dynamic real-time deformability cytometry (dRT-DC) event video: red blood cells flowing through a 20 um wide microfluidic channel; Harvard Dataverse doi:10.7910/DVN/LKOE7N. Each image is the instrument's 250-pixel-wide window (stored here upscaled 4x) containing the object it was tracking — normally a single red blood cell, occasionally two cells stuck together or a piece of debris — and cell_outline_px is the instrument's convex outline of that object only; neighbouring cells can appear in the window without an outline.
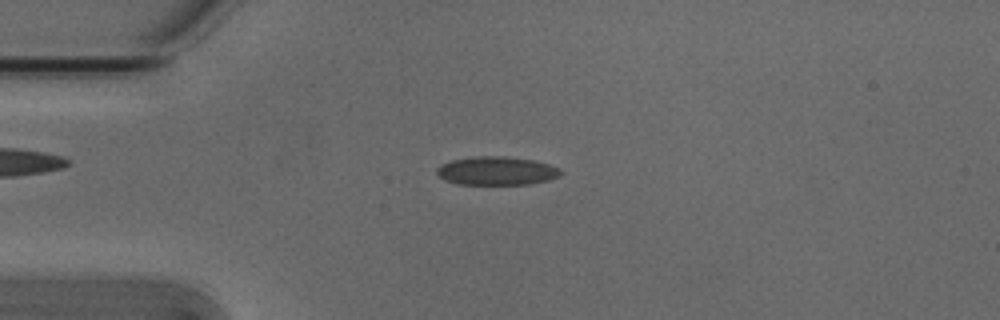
{"species": "Egyptian fruit bat (a non-hibernating species)", "species_latin": "Rousettus aegyptiacus", "temperature_condition": "cold", "stored_images_in_passage": 4, "camera_frame_rate_fps": 3000, "um_per_image_px": 0.085, "animal": {"sex": "male"}, "frame": {"image": 1, "passage_image": 3, "time_ms": 0.667, "image_size_px": [1000, 320], "cell_outline_px": [[564, 172], [560, 176], [548, 180], [528, 184], [456, 184], [444, 180], [436, 172], [436, 168], [440, 164], [452, 160], [476, 156], [504, 156], [532, 160], [548, 164], [560, 168]], "centroid_in_image_um": [42.21, 14.52], "position_along_channel_um": 42.8, "area_um2": 20.63}}